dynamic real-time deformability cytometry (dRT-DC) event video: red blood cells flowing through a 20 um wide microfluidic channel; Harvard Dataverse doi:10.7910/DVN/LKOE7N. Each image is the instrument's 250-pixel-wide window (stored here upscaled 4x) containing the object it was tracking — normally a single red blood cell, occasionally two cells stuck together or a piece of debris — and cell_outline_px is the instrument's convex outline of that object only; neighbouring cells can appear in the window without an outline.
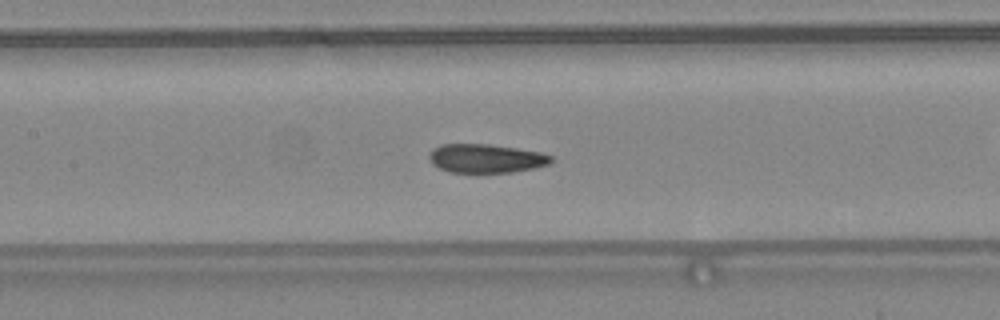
{"species": "common noctule bat (a hibernating species)", "species_latin": "Nyctalus noctula", "temperature_condition": "warm", "stored_images_in_passage": 40, "camera_frame_rate_fps": 3000, "um_per_image_px": 0.085, "animal": {"sex": "female", "body_mass_g": 24.6, "forearm_length_mm": 56.2}, "frame": {"image": 1, "passage_image": 22, "time_ms": 7.0, "image_size_px": [1000, 320], "cell_outline_px": [[552, 160], [548, 164], [532, 168], [512, 172], [476, 176], [448, 172], [432, 164], [428, 156], [432, 148], [440, 144], [488, 144], [516, 148], [540, 152], [552, 156]], "centroid_in_image_um": [41.23, 13.51], "position_along_channel_um": 166.2, "area_um2": 21.27}, "authors_computed_cell_mechanics": {"area_um2": 20.9236, "velocity_mm_per_s": 4.3667, "shape_relaxation_time_tau1_ms": 3.7766, "shape_relaxation_time_tau2_ms": 0.989, "deformation_change_tau1": 0.1276, "deformation_change_tau2": 0.0694}}